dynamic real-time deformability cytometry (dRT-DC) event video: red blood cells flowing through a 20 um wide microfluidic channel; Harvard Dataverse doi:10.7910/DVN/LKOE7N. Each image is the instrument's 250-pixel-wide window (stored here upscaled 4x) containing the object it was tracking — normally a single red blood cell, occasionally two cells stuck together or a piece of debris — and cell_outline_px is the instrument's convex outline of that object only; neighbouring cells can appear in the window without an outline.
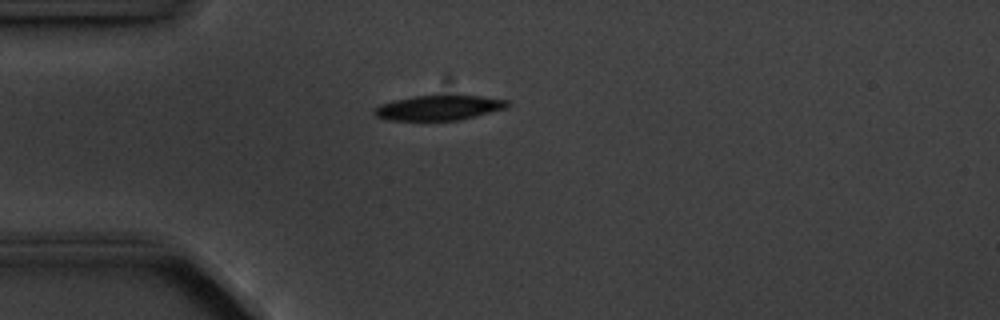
{"species": "common noctule bat (a hibernating species)", "species_latin": "Nyctalus noctula", "temperature_condition": "cold", "stored_images_in_passage": 1, "camera_frame_rate_fps": 3000, "um_per_image_px": 0.085, "animal": {"sex": "male", "body_mass_g": 20.1, "forearm_length_mm": 53.5}, "frame": {"image": 1, "passage_image": 1, "time_ms": 0.0, "image_size_px": [1000, 320], "cell_outline_px": [[512, 104], [508, 108], [460, 120], [384, 120], [376, 116], [372, 112], [380, 104], [392, 100], [416, 96], [480, 96], [508, 100]], "centroid_in_image_um": [37.32, 9.17], "position_along_channel_um": 47.7, "area_um2": 19.36}}